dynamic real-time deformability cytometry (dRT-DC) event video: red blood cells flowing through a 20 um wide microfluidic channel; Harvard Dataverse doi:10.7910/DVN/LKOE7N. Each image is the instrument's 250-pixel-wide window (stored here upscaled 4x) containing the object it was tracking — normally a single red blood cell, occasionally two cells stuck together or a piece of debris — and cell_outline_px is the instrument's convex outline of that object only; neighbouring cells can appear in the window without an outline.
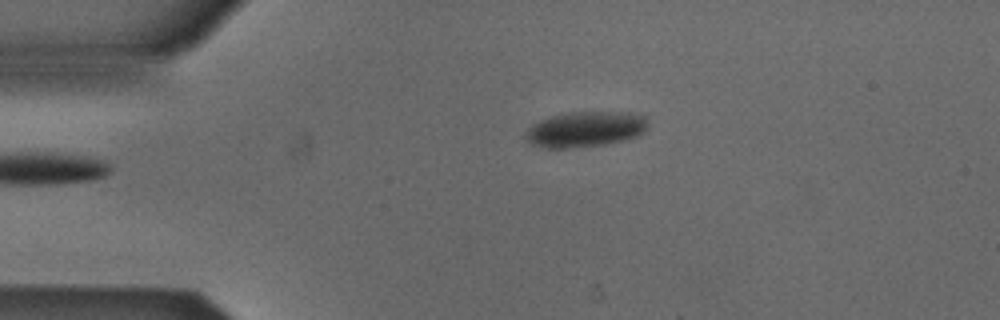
{"species": "Egyptian fruit bat (a non-hibernating species)", "species_latin": "Rousettus aegyptiacus", "temperature_condition": "cold", "stored_images_in_passage": 37, "camera_frame_rate_fps": 3000, "um_per_image_px": 0.085, "animal": {"sex": "male"}, "frame": {"image": 1, "passage_image": 1, "time_ms": 0.0, "image_size_px": [1000, 320], "cell_outline_px": [[648, 124], [644, 132], [636, 136], [624, 140], [604, 144], [564, 148], [548, 148], [532, 144], [524, 136], [528, 128], [532, 124], [540, 120], [552, 116], [568, 112], [628, 112], [644, 116], [648, 120]], "centroid_in_image_um": [49.76, 10.97], "position_along_channel_um": 35.2, "area_um2": 25.14}}
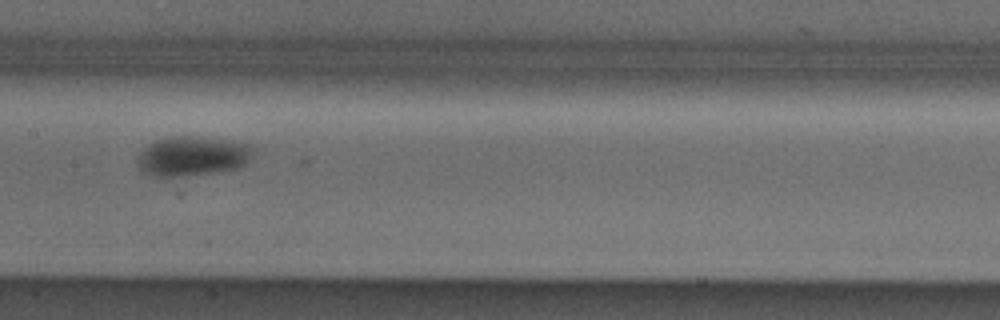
{"frame": {"image": 2, "passage_image": 16, "time_ms": 5.0, "image_size_px": [1000, 320], "cell_outline_px": [[252, 148], [248, 160], [240, 168], [184, 176], [156, 176], [144, 172], [140, 168], [136, 160], [140, 152], [148, 144], [156, 140], [176, 136], [192, 136], [228, 140], [252, 144]], "centroid_in_image_um": [16.34, 13.26], "position_along_channel_um": 191.1, "area_um2": 26.41}}
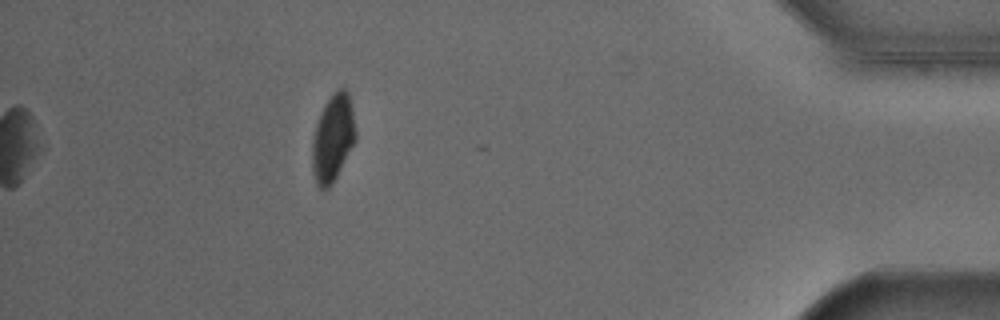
{"frame": {"image": 3, "passage_image": 37, "time_ms": 12.0, "image_size_px": [1000, 320], "cell_outline_px": [[356, 140], [332, 184], [328, 188], [320, 188], [316, 184], [312, 172], [312, 140], [316, 124], [320, 112], [324, 104], [332, 92], [340, 88], [344, 88], [348, 92], [352, 108], [356, 132]], "centroid_in_image_um": [28.28, 11.72], "position_along_channel_um": 406.9, "area_um2": 22.14}, "authors_computed_cell_mechanics": {"area_um2": 26.1834, "velocity_mm_per_s": 3.869, "shape_relaxation_time_tau1_ms": 7.3698, "shape_relaxation_time_tau2_ms": null, "deformation_change_tau1": 0.1185, "deformation_change_tau2": null}}